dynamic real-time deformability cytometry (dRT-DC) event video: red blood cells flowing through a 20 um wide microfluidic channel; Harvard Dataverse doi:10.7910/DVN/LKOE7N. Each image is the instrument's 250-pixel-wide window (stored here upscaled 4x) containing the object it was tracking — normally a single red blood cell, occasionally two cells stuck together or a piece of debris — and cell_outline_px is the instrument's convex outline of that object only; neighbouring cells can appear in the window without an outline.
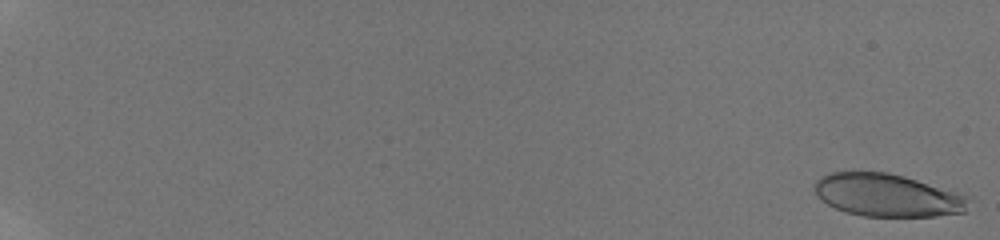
{"species": "human", "species_latin": "Homo sapiens", "temperature_condition": "room temperature", "stored_images_in_passage": 44, "camera_frame_rate_fps": 3000, "um_per_image_px": 0.085, "donor": {"sex": "male"}, "frame": {"image": 1, "passage_image": 2, "time_ms": 0.333, "image_size_px": [1000, 240], "cell_outline_px": [[968, 196], [964, 212], [936, 216], [864, 216], [844, 212], [828, 204], [816, 196], [812, 188], [812, 184], [820, 176], [832, 172], [852, 168], [888, 172], [904, 176], [956, 192]], "centroid_in_image_um": [75.28, 16.54], "position_along_channel_um": 9.7, "area_um2": 39.07}}
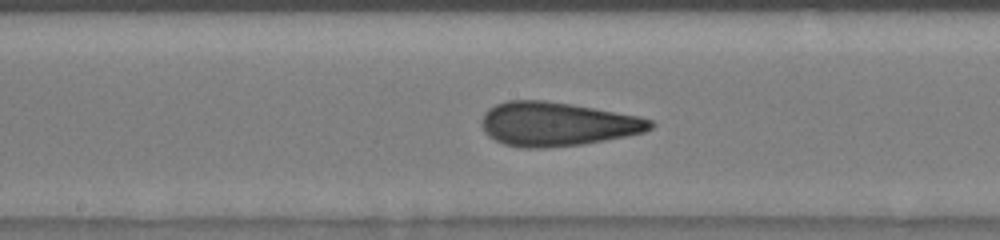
{"frame": {"image": 2, "passage_image": 27, "time_ms": 11.333, "image_size_px": [1000, 240], "cell_outline_px": [[656, 124], [652, 128], [644, 132], [584, 144], [544, 148], [524, 148], [504, 144], [488, 136], [484, 132], [480, 124], [480, 120], [484, 112], [488, 108], [496, 104], [508, 100], [544, 100], [572, 104], [640, 116], [652, 120]], "centroid_in_image_um": [47.32, 10.54], "position_along_channel_um": 200.9, "area_um2": 43.47}}
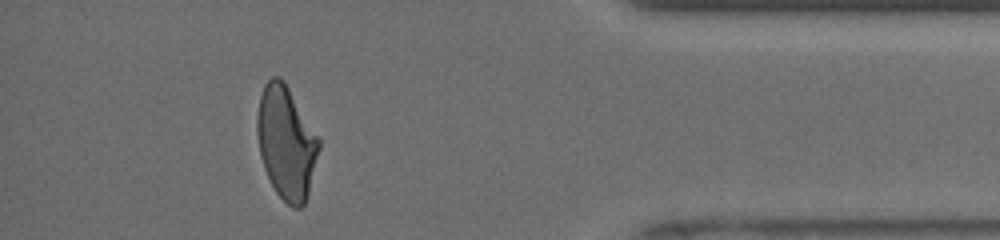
{"frame": {"image": 3, "passage_image": 41, "time_ms": 17.333, "image_size_px": [1000, 240], "cell_outline_px": [[320, 148], [308, 192], [304, 204], [300, 208], [292, 208], [276, 192], [264, 168], [260, 156], [256, 132], [256, 116], [260, 96], [264, 84], [272, 76], [280, 76], [284, 80], [320, 140]], "centroid_in_image_um": [24.31, 12.09], "position_along_channel_um": 410.9, "area_um2": 40.46}}